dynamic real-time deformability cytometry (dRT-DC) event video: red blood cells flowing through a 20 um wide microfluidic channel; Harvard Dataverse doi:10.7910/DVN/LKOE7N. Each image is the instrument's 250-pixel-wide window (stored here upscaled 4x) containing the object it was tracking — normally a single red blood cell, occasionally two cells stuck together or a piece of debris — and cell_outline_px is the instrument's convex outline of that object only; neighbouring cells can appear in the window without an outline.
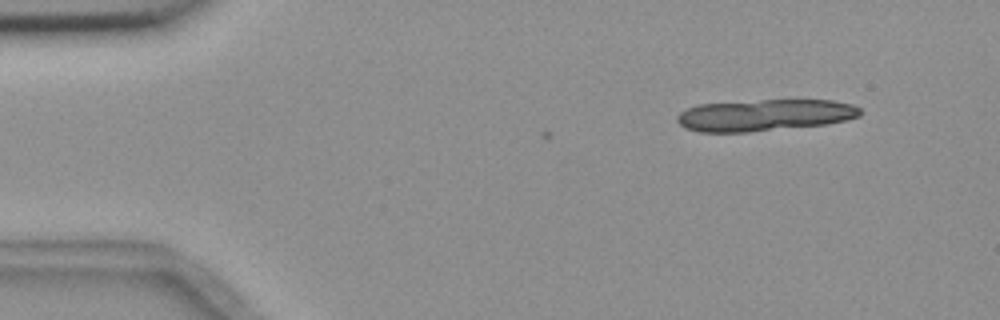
{"species": "common noctule bat (a hibernating species)", "species_latin": "Nyctalus noctula", "temperature_condition": "room temperature", "stored_images_in_passage": 4, "segment_of_instrument_passage": [1, 2], "camera_frame_rate_fps": 3000, "um_per_image_px": 0.085, "animal": {"sex": "female", "body_mass_g": 18.4}, "frame": {"image": 1, "passage_image": 1, "time_ms": 0.0, "image_size_px": [1000, 320], "cell_outline_px": [[860, 116], [828, 124], [748, 132], [700, 132], [684, 128], [676, 120], [676, 116], [680, 112], [688, 108], [700, 104], [760, 100], [832, 100], [852, 104], [860, 108]], "centroid_in_image_um": [64.98, 9.79], "position_along_channel_um": 20.0, "area_um2": 33.76}}